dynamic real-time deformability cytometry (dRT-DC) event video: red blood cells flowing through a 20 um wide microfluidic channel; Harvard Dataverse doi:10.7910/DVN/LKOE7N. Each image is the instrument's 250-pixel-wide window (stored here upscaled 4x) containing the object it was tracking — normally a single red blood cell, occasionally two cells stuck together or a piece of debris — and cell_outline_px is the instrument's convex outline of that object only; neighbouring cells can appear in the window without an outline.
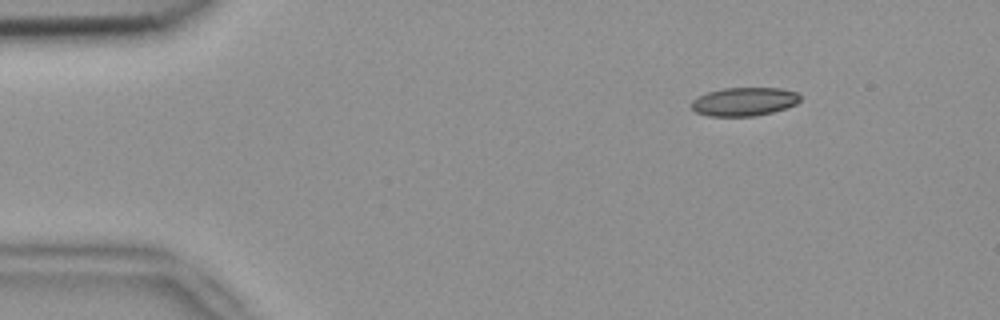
{"species": "common noctule bat (a hibernating species)", "species_latin": "Nyctalus noctula", "temperature_condition": "room temperature", "stored_images_in_passage": 3, "camera_frame_rate_fps": 3000, "um_per_image_px": 0.085, "animal": {"sex": "female", "body_mass_g": 18.4}, "frame": {"image": 1, "passage_image": 1, "time_ms": 0.0, "image_size_px": [1000, 320], "cell_outline_px": [[800, 100], [796, 104], [772, 112], [756, 116], [708, 116], [696, 112], [692, 108], [692, 100], [696, 96], [708, 92], [724, 88], [780, 88], [796, 92], [800, 96]], "centroid_in_image_um": [63.23, 8.64], "position_along_channel_um": 21.8, "area_um2": 18.03}}